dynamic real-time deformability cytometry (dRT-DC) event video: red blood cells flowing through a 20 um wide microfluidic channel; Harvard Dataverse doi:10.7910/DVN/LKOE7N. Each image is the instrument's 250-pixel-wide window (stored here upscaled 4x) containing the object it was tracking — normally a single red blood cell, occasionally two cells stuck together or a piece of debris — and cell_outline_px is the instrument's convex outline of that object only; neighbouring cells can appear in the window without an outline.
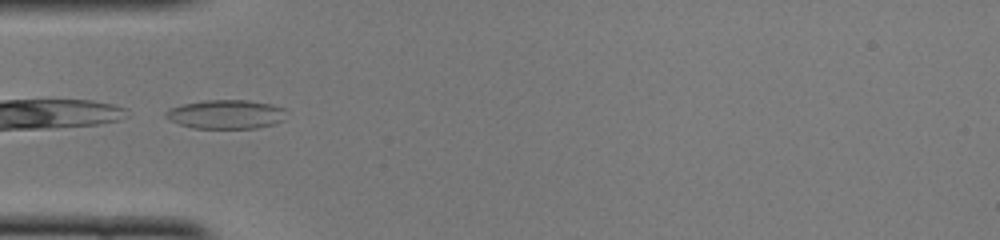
{"species": "common noctule bat (a hibernating species)", "species_latin": "Nyctalus noctula", "temperature_condition": "cold", "stored_images_in_passage": 33, "camera_frame_rate_fps": 3000, "um_per_image_px": 0.085, "animal": {"sex": "female", "body_mass_g": 22.0, "forearm_length_mm": 56.7}, "frame": {"image": 1, "passage_image": 1, "time_ms": 0.0, "image_size_px": [1000, 240], "cell_outline_px": [[284, 120], [276, 124], [256, 128], [192, 128], [168, 120], [164, 116], [164, 112], [168, 108], [184, 104], [204, 100], [248, 100], [272, 104], [284, 108]], "centroid_in_image_um": [19.19, 9.71], "position_along_channel_um": 65.8, "area_um2": 20.52}}
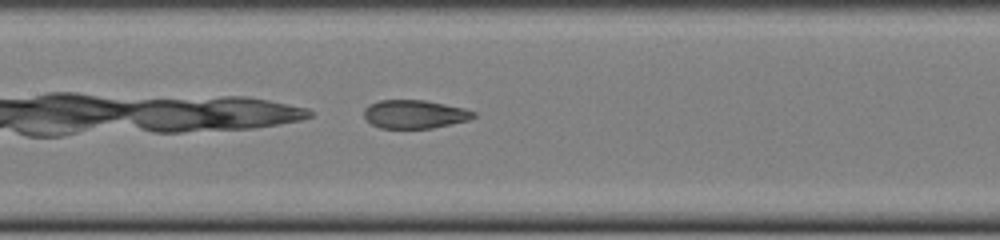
{"frame": {"image": 2, "passage_image": 9, "time_ms": 2.667, "image_size_px": [1000, 240], "cell_outline_px": [[476, 116], [468, 120], [432, 128], [380, 128], [372, 124], [364, 116], [364, 108], [368, 104], [380, 100], [424, 100], [464, 108], [476, 112]], "centroid_in_image_um": [35.23, 9.7], "position_along_channel_um": 172.2, "area_um2": 18.09}}
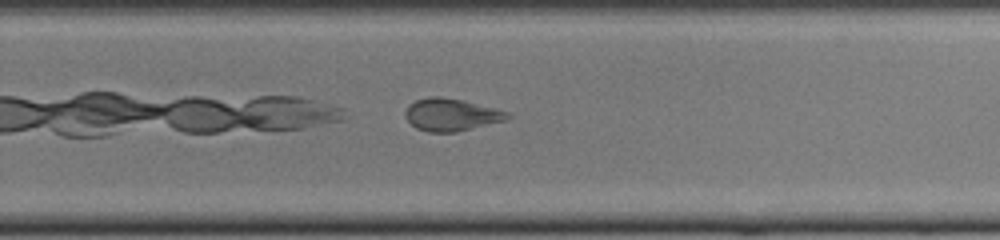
{"frame": {"image": 3, "passage_image": 18, "time_ms": 5.667, "image_size_px": [1000, 240], "cell_outline_px": [[512, 116], [508, 120], [456, 132], [428, 132], [416, 128], [404, 116], [404, 112], [408, 104], [416, 100], [428, 96], [440, 96], [460, 100], [496, 108], [508, 112]], "centroid_in_image_um": [38.35, 9.75], "position_along_channel_um": 291.4, "area_um2": 19.42}, "authors_computed_cell_mechanics": {"area_um2": 19.4208, "velocity_mm_per_s": 4.0001, "shape_relaxation_time_tau1_ms": null, "shape_relaxation_time_tau2_ms": 1.06, "deformation_change_tau1": null, "deformation_change_tau2": 0.0711}}